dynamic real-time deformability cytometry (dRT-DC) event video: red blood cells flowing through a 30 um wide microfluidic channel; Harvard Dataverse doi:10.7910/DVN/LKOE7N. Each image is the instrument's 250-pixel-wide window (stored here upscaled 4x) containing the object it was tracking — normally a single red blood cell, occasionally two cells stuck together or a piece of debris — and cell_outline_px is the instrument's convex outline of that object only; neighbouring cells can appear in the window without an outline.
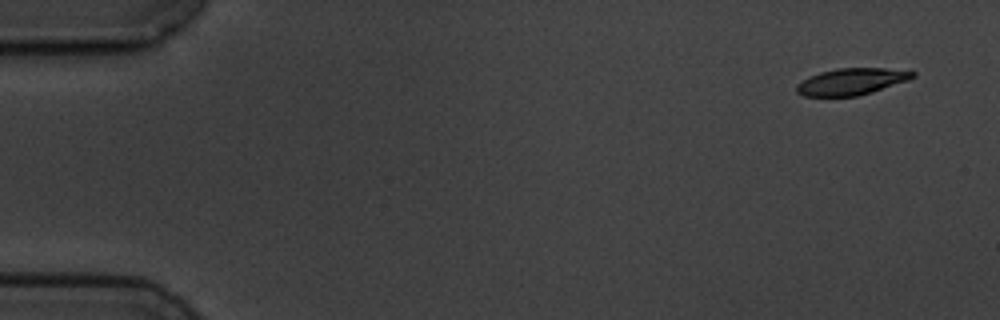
{"species": "common noctule bat (a hibernating species)", "species_latin": "Nyctalus noctula", "temperature_condition": "cold", "stored_images_in_passage": 5, "camera_frame_rate_fps": 3000, "um_per_image_px": 0.085, "animal": {"sex": "male", "body_mass_g": 19.5, "forearm_length_mm": 54.6}, "frame": {"image": 1, "passage_image": 1, "time_ms": 0.0, "image_size_px": [1000, 320], "cell_outline_px": [[916, 76], [908, 80], [872, 92], [856, 96], [804, 96], [796, 92], [796, 84], [808, 76], [820, 72], [836, 68], [884, 68], [916, 72]], "centroid_in_image_um": [72.34, 6.93], "position_along_channel_um": 12.7, "area_um2": 18.03}}
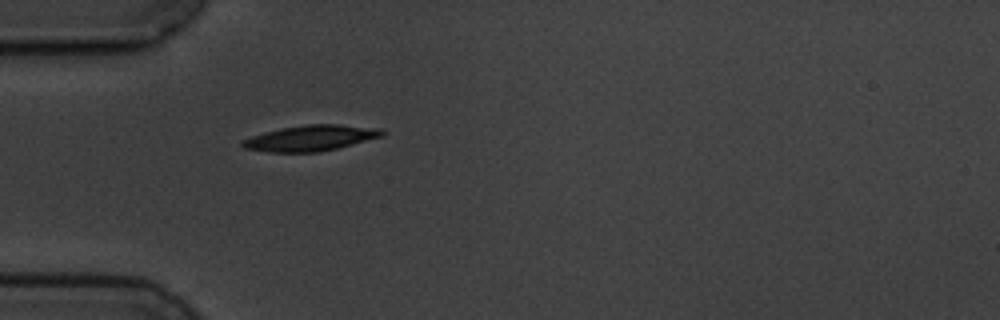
{"frame": {"image": 2, "passage_image": 5, "time_ms": 4.667, "image_size_px": [1000, 320], "cell_outline_px": [[384, 136], [320, 152], [268, 152], [244, 148], [240, 144], [244, 140], [252, 136], [264, 132], [280, 128], [308, 124], [336, 124], [384, 128]], "centroid_in_image_um": [26.44, 11.73], "position_along_channel_um": 58.6, "area_um2": 20.92}}